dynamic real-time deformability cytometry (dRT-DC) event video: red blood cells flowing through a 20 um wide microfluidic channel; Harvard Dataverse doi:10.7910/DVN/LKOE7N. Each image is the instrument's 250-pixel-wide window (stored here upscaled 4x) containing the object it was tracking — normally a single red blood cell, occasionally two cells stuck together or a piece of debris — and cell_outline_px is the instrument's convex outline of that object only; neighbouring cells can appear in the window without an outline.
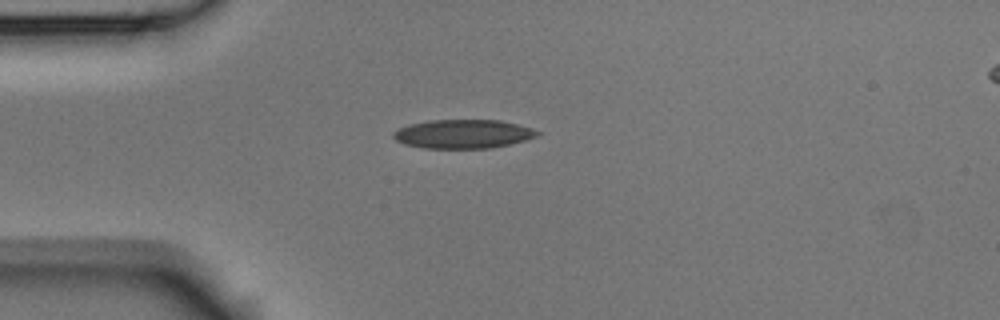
{"species": "Egyptian fruit bat (a non-hibernating species)", "species_latin": "Rousettus aegyptiacus", "temperature_condition": "room temperature", "stored_images_in_passage": 1, "camera_frame_rate_fps": 3000, "um_per_image_px": 0.085, "animal": {"sex": "male"}, "frame": {"image": 1, "passage_image": 1, "time_ms": 0.0, "image_size_px": [1000, 320], "cell_outline_px": [[544, 132], [536, 136], [524, 140], [492, 148], [424, 148], [404, 144], [396, 140], [392, 136], [392, 132], [396, 128], [408, 124], [428, 120], [500, 120], [532, 128]], "centroid_in_image_um": [39.32, 11.38], "position_along_channel_um": 45.7, "area_um2": 24.33}}